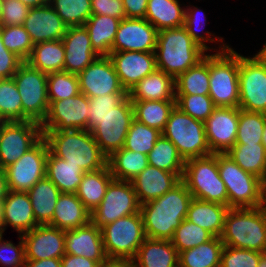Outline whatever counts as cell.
Returning <instances> with one entry per match:
<instances>
[{"instance_id": "61", "label": "cell", "mask_w": 266, "mask_h": 267, "mask_svg": "<svg viewBox=\"0 0 266 267\" xmlns=\"http://www.w3.org/2000/svg\"><path fill=\"white\" fill-rule=\"evenodd\" d=\"M5 169L0 168V202H2L9 193Z\"/></svg>"}, {"instance_id": "12", "label": "cell", "mask_w": 266, "mask_h": 267, "mask_svg": "<svg viewBox=\"0 0 266 267\" xmlns=\"http://www.w3.org/2000/svg\"><path fill=\"white\" fill-rule=\"evenodd\" d=\"M140 211L131 181L113 180L107 188L99 206L91 212V222L99 228L121 217Z\"/></svg>"}, {"instance_id": "6", "label": "cell", "mask_w": 266, "mask_h": 267, "mask_svg": "<svg viewBox=\"0 0 266 267\" xmlns=\"http://www.w3.org/2000/svg\"><path fill=\"white\" fill-rule=\"evenodd\" d=\"M106 256L112 264H129L146 238L139 211L101 227Z\"/></svg>"}, {"instance_id": "27", "label": "cell", "mask_w": 266, "mask_h": 267, "mask_svg": "<svg viewBox=\"0 0 266 267\" xmlns=\"http://www.w3.org/2000/svg\"><path fill=\"white\" fill-rule=\"evenodd\" d=\"M179 253L167 239L145 238L129 267H179Z\"/></svg>"}, {"instance_id": "36", "label": "cell", "mask_w": 266, "mask_h": 267, "mask_svg": "<svg viewBox=\"0 0 266 267\" xmlns=\"http://www.w3.org/2000/svg\"><path fill=\"white\" fill-rule=\"evenodd\" d=\"M32 68L43 73L63 71L65 50L62 40H53L36 43L32 53L26 61Z\"/></svg>"}, {"instance_id": "5", "label": "cell", "mask_w": 266, "mask_h": 267, "mask_svg": "<svg viewBox=\"0 0 266 267\" xmlns=\"http://www.w3.org/2000/svg\"><path fill=\"white\" fill-rule=\"evenodd\" d=\"M220 178L226 186L229 208H255L266 205V184L242 170L227 153H217Z\"/></svg>"}, {"instance_id": "23", "label": "cell", "mask_w": 266, "mask_h": 267, "mask_svg": "<svg viewBox=\"0 0 266 267\" xmlns=\"http://www.w3.org/2000/svg\"><path fill=\"white\" fill-rule=\"evenodd\" d=\"M61 40L65 50L63 71L78 75L99 56L84 26L68 27Z\"/></svg>"}, {"instance_id": "25", "label": "cell", "mask_w": 266, "mask_h": 267, "mask_svg": "<svg viewBox=\"0 0 266 267\" xmlns=\"http://www.w3.org/2000/svg\"><path fill=\"white\" fill-rule=\"evenodd\" d=\"M2 226L3 232L11 227L18 235L38 226L28 192L9 191L2 201Z\"/></svg>"}, {"instance_id": "46", "label": "cell", "mask_w": 266, "mask_h": 267, "mask_svg": "<svg viewBox=\"0 0 266 267\" xmlns=\"http://www.w3.org/2000/svg\"><path fill=\"white\" fill-rule=\"evenodd\" d=\"M266 114L248 112L239 108V122L235 144L262 143Z\"/></svg>"}, {"instance_id": "54", "label": "cell", "mask_w": 266, "mask_h": 267, "mask_svg": "<svg viewBox=\"0 0 266 267\" xmlns=\"http://www.w3.org/2000/svg\"><path fill=\"white\" fill-rule=\"evenodd\" d=\"M0 238V266L1 267H23L25 262L24 241L18 235L19 242L14 244L10 240Z\"/></svg>"}, {"instance_id": "45", "label": "cell", "mask_w": 266, "mask_h": 267, "mask_svg": "<svg viewBox=\"0 0 266 267\" xmlns=\"http://www.w3.org/2000/svg\"><path fill=\"white\" fill-rule=\"evenodd\" d=\"M49 5L68 27L83 26L92 15L91 0H50Z\"/></svg>"}, {"instance_id": "15", "label": "cell", "mask_w": 266, "mask_h": 267, "mask_svg": "<svg viewBox=\"0 0 266 267\" xmlns=\"http://www.w3.org/2000/svg\"><path fill=\"white\" fill-rule=\"evenodd\" d=\"M133 119L132 101L127 96L119 105L113 108V111L101 121H98V125L91 131L101 151L107 157L124 147Z\"/></svg>"}, {"instance_id": "47", "label": "cell", "mask_w": 266, "mask_h": 267, "mask_svg": "<svg viewBox=\"0 0 266 267\" xmlns=\"http://www.w3.org/2000/svg\"><path fill=\"white\" fill-rule=\"evenodd\" d=\"M161 135L162 132L158 129L133 119L123 148L147 155Z\"/></svg>"}, {"instance_id": "4", "label": "cell", "mask_w": 266, "mask_h": 267, "mask_svg": "<svg viewBox=\"0 0 266 267\" xmlns=\"http://www.w3.org/2000/svg\"><path fill=\"white\" fill-rule=\"evenodd\" d=\"M220 238L225 246L266 253V205L229 208Z\"/></svg>"}, {"instance_id": "59", "label": "cell", "mask_w": 266, "mask_h": 267, "mask_svg": "<svg viewBox=\"0 0 266 267\" xmlns=\"http://www.w3.org/2000/svg\"><path fill=\"white\" fill-rule=\"evenodd\" d=\"M61 267H102L97 261L82 256L65 254L61 258Z\"/></svg>"}, {"instance_id": "65", "label": "cell", "mask_w": 266, "mask_h": 267, "mask_svg": "<svg viewBox=\"0 0 266 267\" xmlns=\"http://www.w3.org/2000/svg\"><path fill=\"white\" fill-rule=\"evenodd\" d=\"M262 144L265 146L266 148V124L264 127V131H263V135H262Z\"/></svg>"}, {"instance_id": "40", "label": "cell", "mask_w": 266, "mask_h": 267, "mask_svg": "<svg viewBox=\"0 0 266 267\" xmlns=\"http://www.w3.org/2000/svg\"><path fill=\"white\" fill-rule=\"evenodd\" d=\"M224 243L213 237L206 243L179 252V267H220Z\"/></svg>"}, {"instance_id": "28", "label": "cell", "mask_w": 266, "mask_h": 267, "mask_svg": "<svg viewBox=\"0 0 266 267\" xmlns=\"http://www.w3.org/2000/svg\"><path fill=\"white\" fill-rule=\"evenodd\" d=\"M128 96L131 101L176 100L175 78L156 69L133 86Z\"/></svg>"}, {"instance_id": "26", "label": "cell", "mask_w": 266, "mask_h": 267, "mask_svg": "<svg viewBox=\"0 0 266 267\" xmlns=\"http://www.w3.org/2000/svg\"><path fill=\"white\" fill-rule=\"evenodd\" d=\"M181 181L175 173L148 165L139 175L132 179L140 205L157 199Z\"/></svg>"}, {"instance_id": "14", "label": "cell", "mask_w": 266, "mask_h": 267, "mask_svg": "<svg viewBox=\"0 0 266 267\" xmlns=\"http://www.w3.org/2000/svg\"><path fill=\"white\" fill-rule=\"evenodd\" d=\"M49 147L42 137L16 162L5 168L9 190L28 192L39 180L46 177V160Z\"/></svg>"}, {"instance_id": "68", "label": "cell", "mask_w": 266, "mask_h": 267, "mask_svg": "<svg viewBox=\"0 0 266 267\" xmlns=\"http://www.w3.org/2000/svg\"><path fill=\"white\" fill-rule=\"evenodd\" d=\"M2 9H3V0H0V20L2 15Z\"/></svg>"}, {"instance_id": "60", "label": "cell", "mask_w": 266, "mask_h": 267, "mask_svg": "<svg viewBox=\"0 0 266 267\" xmlns=\"http://www.w3.org/2000/svg\"><path fill=\"white\" fill-rule=\"evenodd\" d=\"M23 267H61V258L25 260Z\"/></svg>"}, {"instance_id": "19", "label": "cell", "mask_w": 266, "mask_h": 267, "mask_svg": "<svg viewBox=\"0 0 266 267\" xmlns=\"http://www.w3.org/2000/svg\"><path fill=\"white\" fill-rule=\"evenodd\" d=\"M239 107H216L205 120V132L212 153H227L236 143Z\"/></svg>"}, {"instance_id": "13", "label": "cell", "mask_w": 266, "mask_h": 267, "mask_svg": "<svg viewBox=\"0 0 266 267\" xmlns=\"http://www.w3.org/2000/svg\"><path fill=\"white\" fill-rule=\"evenodd\" d=\"M43 137L39 123L0 122V168L16 162Z\"/></svg>"}, {"instance_id": "51", "label": "cell", "mask_w": 266, "mask_h": 267, "mask_svg": "<svg viewBox=\"0 0 266 267\" xmlns=\"http://www.w3.org/2000/svg\"><path fill=\"white\" fill-rule=\"evenodd\" d=\"M176 106L194 119L205 122L216 106L209 95L175 94Z\"/></svg>"}, {"instance_id": "35", "label": "cell", "mask_w": 266, "mask_h": 267, "mask_svg": "<svg viewBox=\"0 0 266 267\" xmlns=\"http://www.w3.org/2000/svg\"><path fill=\"white\" fill-rule=\"evenodd\" d=\"M84 173L81 167L54 156L50 151L48 152L46 177L57 186L61 193L75 194Z\"/></svg>"}, {"instance_id": "2", "label": "cell", "mask_w": 266, "mask_h": 267, "mask_svg": "<svg viewBox=\"0 0 266 267\" xmlns=\"http://www.w3.org/2000/svg\"><path fill=\"white\" fill-rule=\"evenodd\" d=\"M49 151L56 157L81 167L86 172L107 166V156L101 151L88 130H42Z\"/></svg>"}, {"instance_id": "21", "label": "cell", "mask_w": 266, "mask_h": 267, "mask_svg": "<svg viewBox=\"0 0 266 267\" xmlns=\"http://www.w3.org/2000/svg\"><path fill=\"white\" fill-rule=\"evenodd\" d=\"M109 57L113 62L121 86L127 92L157 69L154 52H111Z\"/></svg>"}, {"instance_id": "41", "label": "cell", "mask_w": 266, "mask_h": 267, "mask_svg": "<svg viewBox=\"0 0 266 267\" xmlns=\"http://www.w3.org/2000/svg\"><path fill=\"white\" fill-rule=\"evenodd\" d=\"M209 53L175 78V94L209 95Z\"/></svg>"}, {"instance_id": "18", "label": "cell", "mask_w": 266, "mask_h": 267, "mask_svg": "<svg viewBox=\"0 0 266 267\" xmlns=\"http://www.w3.org/2000/svg\"><path fill=\"white\" fill-rule=\"evenodd\" d=\"M158 30L145 18H124L120 21L111 52H154Z\"/></svg>"}, {"instance_id": "52", "label": "cell", "mask_w": 266, "mask_h": 267, "mask_svg": "<svg viewBox=\"0 0 266 267\" xmlns=\"http://www.w3.org/2000/svg\"><path fill=\"white\" fill-rule=\"evenodd\" d=\"M128 93H111L104 96L89 98V117L87 120V130L92 131L106 117L113 108L119 105Z\"/></svg>"}, {"instance_id": "3", "label": "cell", "mask_w": 266, "mask_h": 267, "mask_svg": "<svg viewBox=\"0 0 266 267\" xmlns=\"http://www.w3.org/2000/svg\"><path fill=\"white\" fill-rule=\"evenodd\" d=\"M157 69L176 78L197 65L208 53L188 34L184 26L158 31L155 47Z\"/></svg>"}, {"instance_id": "38", "label": "cell", "mask_w": 266, "mask_h": 267, "mask_svg": "<svg viewBox=\"0 0 266 267\" xmlns=\"http://www.w3.org/2000/svg\"><path fill=\"white\" fill-rule=\"evenodd\" d=\"M107 165L115 180L132 181L148 166L146 154L121 148L107 158Z\"/></svg>"}, {"instance_id": "50", "label": "cell", "mask_w": 266, "mask_h": 267, "mask_svg": "<svg viewBox=\"0 0 266 267\" xmlns=\"http://www.w3.org/2000/svg\"><path fill=\"white\" fill-rule=\"evenodd\" d=\"M0 36L5 47L23 62L30 57L33 49V42L23 25L0 26Z\"/></svg>"}, {"instance_id": "64", "label": "cell", "mask_w": 266, "mask_h": 267, "mask_svg": "<svg viewBox=\"0 0 266 267\" xmlns=\"http://www.w3.org/2000/svg\"><path fill=\"white\" fill-rule=\"evenodd\" d=\"M258 267H266V253L262 256Z\"/></svg>"}, {"instance_id": "24", "label": "cell", "mask_w": 266, "mask_h": 267, "mask_svg": "<svg viewBox=\"0 0 266 267\" xmlns=\"http://www.w3.org/2000/svg\"><path fill=\"white\" fill-rule=\"evenodd\" d=\"M23 26L33 44L61 40L68 28L50 5L30 8Z\"/></svg>"}, {"instance_id": "16", "label": "cell", "mask_w": 266, "mask_h": 267, "mask_svg": "<svg viewBox=\"0 0 266 267\" xmlns=\"http://www.w3.org/2000/svg\"><path fill=\"white\" fill-rule=\"evenodd\" d=\"M89 98L82 93L60 101H51L42 130H87Z\"/></svg>"}, {"instance_id": "7", "label": "cell", "mask_w": 266, "mask_h": 267, "mask_svg": "<svg viewBox=\"0 0 266 267\" xmlns=\"http://www.w3.org/2000/svg\"><path fill=\"white\" fill-rule=\"evenodd\" d=\"M209 96L216 107H239V53L209 52Z\"/></svg>"}, {"instance_id": "30", "label": "cell", "mask_w": 266, "mask_h": 267, "mask_svg": "<svg viewBox=\"0 0 266 267\" xmlns=\"http://www.w3.org/2000/svg\"><path fill=\"white\" fill-rule=\"evenodd\" d=\"M229 207L220 203L192 198L186 219L220 237L224 229V219Z\"/></svg>"}, {"instance_id": "63", "label": "cell", "mask_w": 266, "mask_h": 267, "mask_svg": "<svg viewBox=\"0 0 266 267\" xmlns=\"http://www.w3.org/2000/svg\"><path fill=\"white\" fill-rule=\"evenodd\" d=\"M259 59L266 65V43L262 46L261 50L256 53Z\"/></svg>"}, {"instance_id": "20", "label": "cell", "mask_w": 266, "mask_h": 267, "mask_svg": "<svg viewBox=\"0 0 266 267\" xmlns=\"http://www.w3.org/2000/svg\"><path fill=\"white\" fill-rule=\"evenodd\" d=\"M25 260L62 258L65 255V231L50 225H38L21 234Z\"/></svg>"}, {"instance_id": "29", "label": "cell", "mask_w": 266, "mask_h": 267, "mask_svg": "<svg viewBox=\"0 0 266 267\" xmlns=\"http://www.w3.org/2000/svg\"><path fill=\"white\" fill-rule=\"evenodd\" d=\"M90 221L91 213L76 194H60L50 226L68 231L83 227Z\"/></svg>"}, {"instance_id": "55", "label": "cell", "mask_w": 266, "mask_h": 267, "mask_svg": "<svg viewBox=\"0 0 266 267\" xmlns=\"http://www.w3.org/2000/svg\"><path fill=\"white\" fill-rule=\"evenodd\" d=\"M29 9L20 0H3L0 26L24 25Z\"/></svg>"}, {"instance_id": "58", "label": "cell", "mask_w": 266, "mask_h": 267, "mask_svg": "<svg viewBox=\"0 0 266 267\" xmlns=\"http://www.w3.org/2000/svg\"><path fill=\"white\" fill-rule=\"evenodd\" d=\"M126 18H145L148 0H122Z\"/></svg>"}, {"instance_id": "57", "label": "cell", "mask_w": 266, "mask_h": 267, "mask_svg": "<svg viewBox=\"0 0 266 267\" xmlns=\"http://www.w3.org/2000/svg\"><path fill=\"white\" fill-rule=\"evenodd\" d=\"M22 63L17 55L5 47L0 36V79L13 78Z\"/></svg>"}, {"instance_id": "43", "label": "cell", "mask_w": 266, "mask_h": 267, "mask_svg": "<svg viewBox=\"0 0 266 267\" xmlns=\"http://www.w3.org/2000/svg\"><path fill=\"white\" fill-rule=\"evenodd\" d=\"M147 157L148 165L175 173L182 179L186 161L179 154L177 147L167 138L161 135Z\"/></svg>"}, {"instance_id": "33", "label": "cell", "mask_w": 266, "mask_h": 267, "mask_svg": "<svg viewBox=\"0 0 266 267\" xmlns=\"http://www.w3.org/2000/svg\"><path fill=\"white\" fill-rule=\"evenodd\" d=\"M120 19L108 15H91L83 25L88 31L93 50L99 56H109Z\"/></svg>"}, {"instance_id": "31", "label": "cell", "mask_w": 266, "mask_h": 267, "mask_svg": "<svg viewBox=\"0 0 266 267\" xmlns=\"http://www.w3.org/2000/svg\"><path fill=\"white\" fill-rule=\"evenodd\" d=\"M38 225H50L61 191L47 177L39 180L28 191Z\"/></svg>"}, {"instance_id": "8", "label": "cell", "mask_w": 266, "mask_h": 267, "mask_svg": "<svg viewBox=\"0 0 266 267\" xmlns=\"http://www.w3.org/2000/svg\"><path fill=\"white\" fill-rule=\"evenodd\" d=\"M181 180L193 198L228 206V193L220 178L217 153L186 160Z\"/></svg>"}, {"instance_id": "49", "label": "cell", "mask_w": 266, "mask_h": 267, "mask_svg": "<svg viewBox=\"0 0 266 267\" xmlns=\"http://www.w3.org/2000/svg\"><path fill=\"white\" fill-rule=\"evenodd\" d=\"M79 93V80L76 74L67 71L48 74L47 95L49 103L77 96Z\"/></svg>"}, {"instance_id": "62", "label": "cell", "mask_w": 266, "mask_h": 267, "mask_svg": "<svg viewBox=\"0 0 266 267\" xmlns=\"http://www.w3.org/2000/svg\"><path fill=\"white\" fill-rule=\"evenodd\" d=\"M29 8L42 7L50 4V0H20Z\"/></svg>"}, {"instance_id": "17", "label": "cell", "mask_w": 266, "mask_h": 267, "mask_svg": "<svg viewBox=\"0 0 266 267\" xmlns=\"http://www.w3.org/2000/svg\"><path fill=\"white\" fill-rule=\"evenodd\" d=\"M80 93L88 98L111 93H128L120 84L109 56H98L78 75Z\"/></svg>"}, {"instance_id": "1", "label": "cell", "mask_w": 266, "mask_h": 267, "mask_svg": "<svg viewBox=\"0 0 266 267\" xmlns=\"http://www.w3.org/2000/svg\"><path fill=\"white\" fill-rule=\"evenodd\" d=\"M192 194L181 180L161 197L140 205L147 238L171 240L186 218Z\"/></svg>"}, {"instance_id": "69", "label": "cell", "mask_w": 266, "mask_h": 267, "mask_svg": "<svg viewBox=\"0 0 266 267\" xmlns=\"http://www.w3.org/2000/svg\"><path fill=\"white\" fill-rule=\"evenodd\" d=\"M3 234H5L3 231H0V238L2 237V236H4Z\"/></svg>"}, {"instance_id": "22", "label": "cell", "mask_w": 266, "mask_h": 267, "mask_svg": "<svg viewBox=\"0 0 266 267\" xmlns=\"http://www.w3.org/2000/svg\"><path fill=\"white\" fill-rule=\"evenodd\" d=\"M65 254L95 260L102 267L112 265L104 250L101 228L91 221L83 227L65 231Z\"/></svg>"}, {"instance_id": "44", "label": "cell", "mask_w": 266, "mask_h": 267, "mask_svg": "<svg viewBox=\"0 0 266 267\" xmlns=\"http://www.w3.org/2000/svg\"><path fill=\"white\" fill-rule=\"evenodd\" d=\"M0 122H22V101L13 78L0 79Z\"/></svg>"}, {"instance_id": "48", "label": "cell", "mask_w": 266, "mask_h": 267, "mask_svg": "<svg viewBox=\"0 0 266 267\" xmlns=\"http://www.w3.org/2000/svg\"><path fill=\"white\" fill-rule=\"evenodd\" d=\"M214 236L186 218L174 231L171 242L178 253L206 243Z\"/></svg>"}, {"instance_id": "32", "label": "cell", "mask_w": 266, "mask_h": 267, "mask_svg": "<svg viewBox=\"0 0 266 267\" xmlns=\"http://www.w3.org/2000/svg\"><path fill=\"white\" fill-rule=\"evenodd\" d=\"M180 0H148L145 19L158 31L184 26L185 6Z\"/></svg>"}, {"instance_id": "34", "label": "cell", "mask_w": 266, "mask_h": 267, "mask_svg": "<svg viewBox=\"0 0 266 267\" xmlns=\"http://www.w3.org/2000/svg\"><path fill=\"white\" fill-rule=\"evenodd\" d=\"M113 180L108 165L98 171L86 172L75 194L91 213L102 202L108 185Z\"/></svg>"}, {"instance_id": "67", "label": "cell", "mask_w": 266, "mask_h": 267, "mask_svg": "<svg viewBox=\"0 0 266 267\" xmlns=\"http://www.w3.org/2000/svg\"><path fill=\"white\" fill-rule=\"evenodd\" d=\"M109 267H129V265L128 264H112Z\"/></svg>"}, {"instance_id": "66", "label": "cell", "mask_w": 266, "mask_h": 267, "mask_svg": "<svg viewBox=\"0 0 266 267\" xmlns=\"http://www.w3.org/2000/svg\"><path fill=\"white\" fill-rule=\"evenodd\" d=\"M0 231H3V226H2V202H0Z\"/></svg>"}, {"instance_id": "11", "label": "cell", "mask_w": 266, "mask_h": 267, "mask_svg": "<svg viewBox=\"0 0 266 267\" xmlns=\"http://www.w3.org/2000/svg\"><path fill=\"white\" fill-rule=\"evenodd\" d=\"M239 108L266 114V65L256 54L239 53Z\"/></svg>"}, {"instance_id": "37", "label": "cell", "mask_w": 266, "mask_h": 267, "mask_svg": "<svg viewBox=\"0 0 266 267\" xmlns=\"http://www.w3.org/2000/svg\"><path fill=\"white\" fill-rule=\"evenodd\" d=\"M203 17L204 19H206L205 12H203L202 9H200V7L194 5L191 6V4L185 6L184 27L187 29L188 34L198 45H200L207 52H221L228 49L231 44L229 43L225 44L224 38L219 37L215 35V33H211L208 30L207 31L202 30L207 24V20H204ZM213 42L215 43V45L220 42L219 43L220 46L218 45V47L216 48V46L214 45L215 48H213L207 45L208 43H213Z\"/></svg>"}, {"instance_id": "10", "label": "cell", "mask_w": 266, "mask_h": 267, "mask_svg": "<svg viewBox=\"0 0 266 267\" xmlns=\"http://www.w3.org/2000/svg\"><path fill=\"white\" fill-rule=\"evenodd\" d=\"M48 74L23 62L13 75L22 101V122L33 121L40 125L49 109L47 95Z\"/></svg>"}, {"instance_id": "56", "label": "cell", "mask_w": 266, "mask_h": 267, "mask_svg": "<svg viewBox=\"0 0 266 267\" xmlns=\"http://www.w3.org/2000/svg\"><path fill=\"white\" fill-rule=\"evenodd\" d=\"M92 15H108L120 20L126 18L122 0H91Z\"/></svg>"}, {"instance_id": "53", "label": "cell", "mask_w": 266, "mask_h": 267, "mask_svg": "<svg viewBox=\"0 0 266 267\" xmlns=\"http://www.w3.org/2000/svg\"><path fill=\"white\" fill-rule=\"evenodd\" d=\"M264 254L255 250L238 249L224 245L220 267H258Z\"/></svg>"}, {"instance_id": "9", "label": "cell", "mask_w": 266, "mask_h": 267, "mask_svg": "<svg viewBox=\"0 0 266 267\" xmlns=\"http://www.w3.org/2000/svg\"><path fill=\"white\" fill-rule=\"evenodd\" d=\"M162 136L177 147L185 161L213 154L207 142L204 122L185 114L177 106L170 112Z\"/></svg>"}, {"instance_id": "39", "label": "cell", "mask_w": 266, "mask_h": 267, "mask_svg": "<svg viewBox=\"0 0 266 267\" xmlns=\"http://www.w3.org/2000/svg\"><path fill=\"white\" fill-rule=\"evenodd\" d=\"M227 154L242 170L266 184V148L262 143L235 144Z\"/></svg>"}, {"instance_id": "42", "label": "cell", "mask_w": 266, "mask_h": 267, "mask_svg": "<svg viewBox=\"0 0 266 267\" xmlns=\"http://www.w3.org/2000/svg\"><path fill=\"white\" fill-rule=\"evenodd\" d=\"M134 119L159 131H163L176 100L132 101Z\"/></svg>"}]
</instances>
